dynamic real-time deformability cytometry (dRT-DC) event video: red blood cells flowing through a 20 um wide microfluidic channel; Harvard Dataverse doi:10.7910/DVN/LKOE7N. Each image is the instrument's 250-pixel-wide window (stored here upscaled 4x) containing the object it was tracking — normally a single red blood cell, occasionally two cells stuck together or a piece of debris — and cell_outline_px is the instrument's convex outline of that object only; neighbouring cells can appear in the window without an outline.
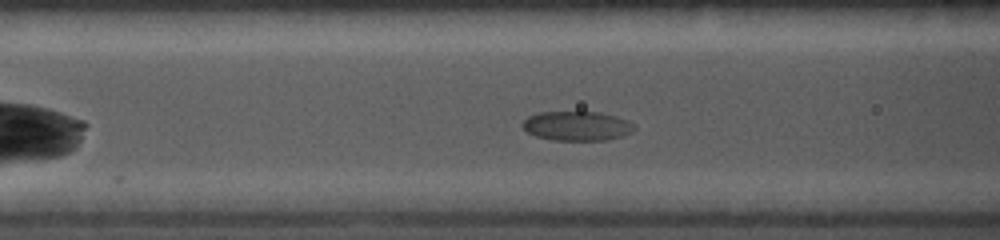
{"species": "common noctule bat (a hibernating species)", "species_latin": "Nyctalus noctula", "temperature_condition": "cold", "stored_images_in_passage": 16, "camera_frame_rate_fps": 5000, "um_per_image_px": 0.085, "animal": {"sex": "female", "body_mass_g": 19.0, "forearm_length_mm": 56.7}, "frame": {"image": 1, "passage_image": 11, "time_ms": 2.8, "image_size_px": [1000, 240], "cell_outline_px": [[636, 128], [632, 132], [608, 140], [552, 140], [536, 136], [528, 132], [520, 124], [528, 116], [540, 112], [600, 112], [616, 116], [628, 120], [636, 124]], "centroid_in_image_um": [49.07, 10.7], "position_along_channel_um": 117.5, "area_um2": 19.25}}
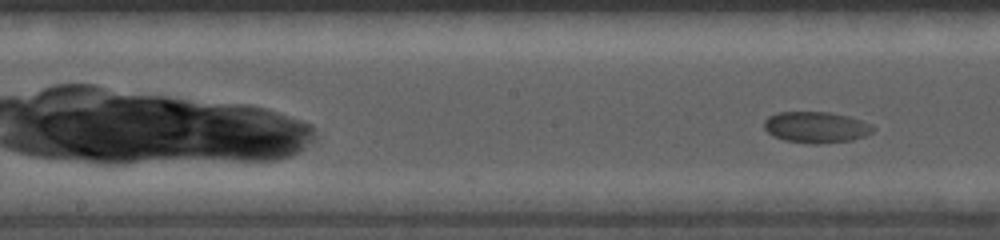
{"frame": {"image": 2, "passage_image": 16, "time_ms": 4.2, "image_size_px": [1000, 240], "cell_outline_px": [[876, 128], [872, 132], [864, 136], [852, 140], [816, 144], [812, 144], [784, 140], [772, 136], [764, 128], [764, 120], [768, 116], [776, 112], [828, 112], [848, 116], [872, 124]], "centroid_in_image_um": [69.35, 10.81], "position_along_channel_um": 178.9, "area_um2": 19.88}}